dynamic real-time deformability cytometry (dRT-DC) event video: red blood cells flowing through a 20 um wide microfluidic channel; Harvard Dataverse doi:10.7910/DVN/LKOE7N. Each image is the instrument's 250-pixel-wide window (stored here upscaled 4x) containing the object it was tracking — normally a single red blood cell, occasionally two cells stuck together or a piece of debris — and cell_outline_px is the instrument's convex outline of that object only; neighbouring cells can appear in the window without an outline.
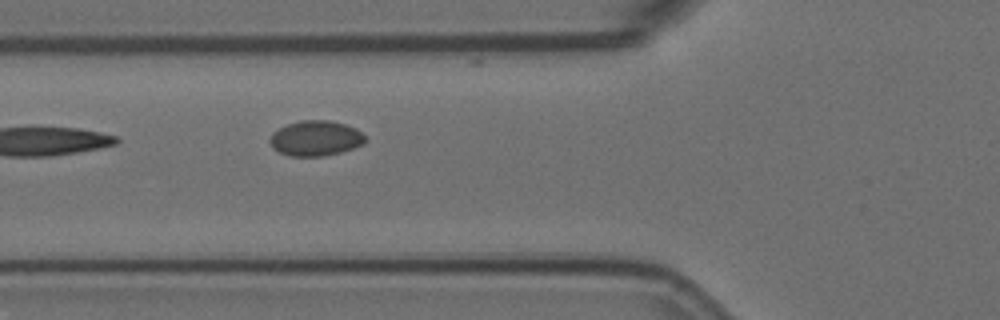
{"species": "Egyptian fruit bat (a non-hibernating species)", "species_latin": "Rousettus aegyptiacus", "temperature_condition": "room temperature", "stored_images_in_passage": 2, "camera_frame_rate_fps": 3000, "um_per_image_px": 0.085, "animal": {"sex": "female"}, "frame": {"image": 1, "passage_image": 2, "time_ms": 0.333, "image_size_px": [1000, 320], "cell_outline_px": [[364, 144], [340, 152], [324, 156], [292, 156], [280, 152], [272, 144], [272, 132], [288, 124], [300, 120], [328, 120], [344, 124], [356, 128], [364, 136]], "centroid_in_image_um": [26.86, 11.74], "position_along_channel_um": 98.9, "area_um2": 19.13}}